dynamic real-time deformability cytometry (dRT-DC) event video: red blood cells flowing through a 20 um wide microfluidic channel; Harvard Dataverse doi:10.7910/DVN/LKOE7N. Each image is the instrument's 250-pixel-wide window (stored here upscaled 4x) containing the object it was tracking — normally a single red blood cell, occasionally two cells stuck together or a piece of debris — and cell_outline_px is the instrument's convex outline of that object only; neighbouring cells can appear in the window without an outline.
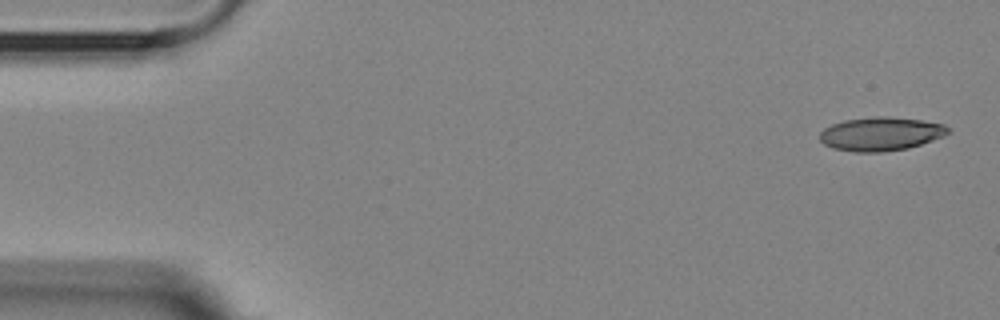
{"species": "Egyptian fruit bat (a non-hibernating species)", "species_latin": "Rousettus aegyptiacus", "temperature_condition": "room temperature", "stored_images_in_passage": 2, "segment_of_instrument_passage": [2, 2], "camera_frame_rate_fps": 3000, "um_per_image_px": 0.085, "animal": {"sex": "female"}, "frame": {"image": 1, "passage_image": 2, "time_ms": 1.333, "image_size_px": [1000, 320], "cell_outline_px": [[952, 132], [944, 136], [908, 148], [884, 152], [856, 152], [832, 148], [824, 144], [820, 140], [820, 132], [824, 128], [832, 124], [844, 120], [876, 116], [888, 116], [920, 120], [944, 124]], "centroid_in_image_um": [74.86, 11.38], "position_along_channel_um": 10.1, "area_um2": 25.2}}